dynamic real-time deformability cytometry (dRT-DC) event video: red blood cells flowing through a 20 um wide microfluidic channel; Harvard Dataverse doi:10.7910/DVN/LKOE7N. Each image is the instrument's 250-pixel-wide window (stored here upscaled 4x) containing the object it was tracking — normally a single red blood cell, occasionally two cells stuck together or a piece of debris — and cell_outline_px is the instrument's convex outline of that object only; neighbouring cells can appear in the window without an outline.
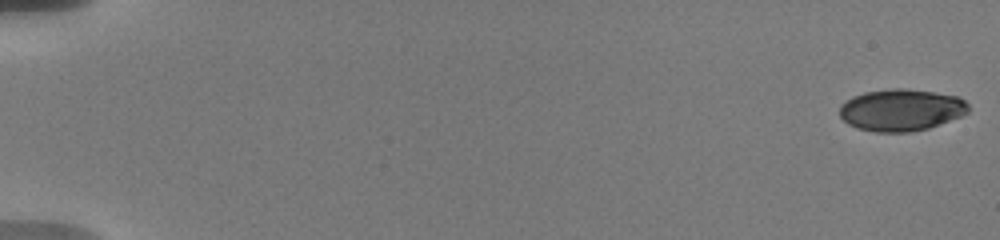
{"species": "human", "species_latin": "Homo sapiens", "temperature_condition": "warm", "stored_images_in_passage": 20, "camera_frame_rate_fps": 3000, "um_per_image_px": 0.085, "donor": {"sex": "male"}, "frame": {"image": 1, "passage_image": 1, "time_ms": 0.0, "image_size_px": [1000, 240], "cell_outline_px": [[968, 112], [960, 116], [928, 128], [908, 132], [876, 132], [856, 128], [848, 124], [840, 116], [840, 104], [852, 96], [864, 92], [892, 88], [904, 88], [932, 92], [956, 96], [964, 100], [968, 104]], "centroid_in_image_um": [76.55, 9.34], "position_along_channel_um": 8.4, "area_um2": 31.33}}
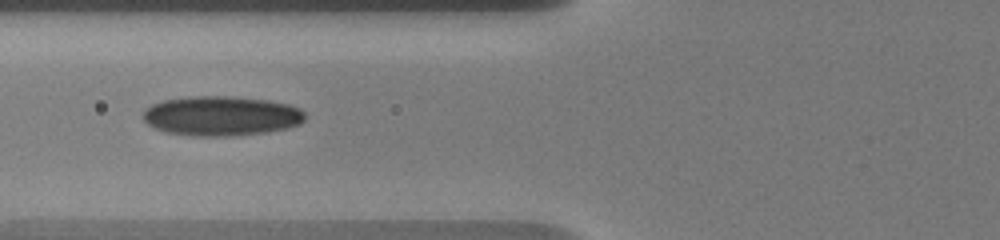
{"frame": {"image": 2, "passage_image": 17, "time_ms": 7.667, "image_size_px": [1000, 240], "cell_outline_px": [[304, 120], [300, 124], [288, 128], [268, 132], [232, 136], [192, 136], [164, 132], [148, 124], [144, 120], [144, 108], [152, 104], [164, 100], [188, 96], [232, 96], [268, 100], [288, 104], [300, 108], [304, 112]], "centroid_in_image_um": [18.81, 9.85], "position_along_channel_um": 107.0, "area_um2": 37.74}}
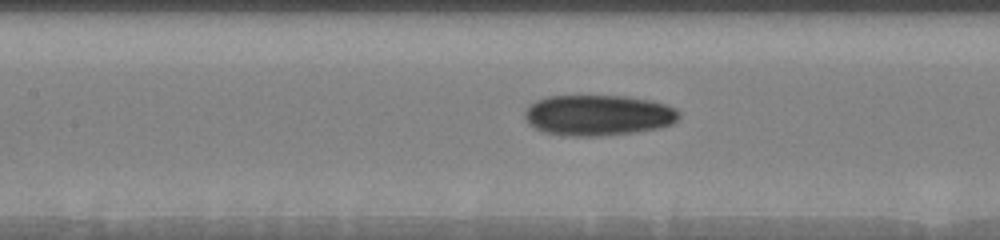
{"frame": {"image": 3, "passage_image": 20, "time_ms": 9.0, "image_size_px": [1000, 240], "cell_outline_px": [[680, 116], [672, 124], [660, 128], [636, 132], [596, 136], [564, 136], [544, 132], [528, 124], [524, 116], [524, 112], [528, 104], [536, 100], [548, 96], [628, 96], [652, 100], [668, 104], [676, 108], [680, 112]], "centroid_in_image_um": [50.85, 9.79], "position_along_channel_um": 156.5, "area_um2": 37.11}}